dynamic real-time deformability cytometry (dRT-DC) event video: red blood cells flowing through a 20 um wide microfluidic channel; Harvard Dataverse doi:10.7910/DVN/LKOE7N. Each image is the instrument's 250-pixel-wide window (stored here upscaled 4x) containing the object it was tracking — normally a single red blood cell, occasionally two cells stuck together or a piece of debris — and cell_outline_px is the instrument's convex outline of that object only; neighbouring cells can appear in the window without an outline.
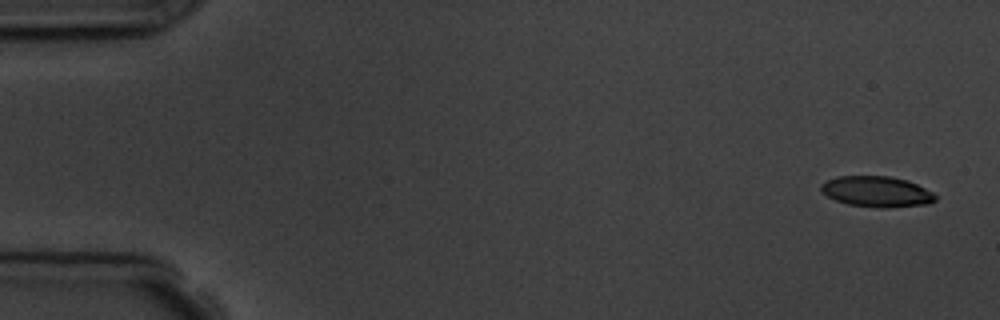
{"species": "common noctule bat (a hibernating species)", "species_latin": "Nyctalus noctula", "temperature_condition": "room temperature", "stored_images_in_passage": 5, "camera_frame_rate_fps": 3000, "um_per_image_px": 0.085, "animal": {"sex": "male", "body_mass_g": 19.5, "forearm_length_mm": 54.6}, "frame": {"image": 1, "passage_image": 1, "time_ms": 0.0, "image_size_px": [1000, 320], "cell_outline_px": [[936, 200], [928, 204], [888, 208], [876, 208], [848, 204], [836, 200], [828, 196], [820, 188], [820, 184], [836, 176], [892, 176], [908, 180], [932, 192], [936, 196]], "centroid_in_image_um": [74.53, 16.29], "position_along_channel_um": 10.5, "area_um2": 20.52}}